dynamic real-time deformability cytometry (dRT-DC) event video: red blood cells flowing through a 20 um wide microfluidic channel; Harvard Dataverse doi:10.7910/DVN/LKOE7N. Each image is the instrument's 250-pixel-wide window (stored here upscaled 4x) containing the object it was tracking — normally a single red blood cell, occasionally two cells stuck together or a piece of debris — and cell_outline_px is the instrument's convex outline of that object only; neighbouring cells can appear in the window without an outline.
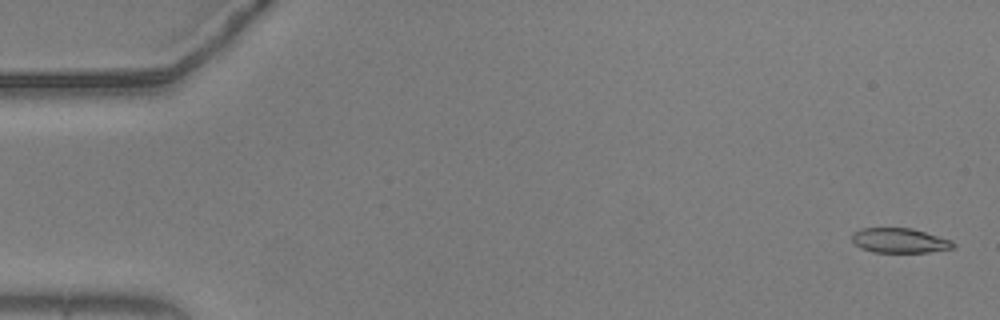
{"species": "common noctule bat (a hibernating species)", "species_latin": "Nyctalus noctula", "temperature_condition": "warm", "stored_images_in_passage": 9, "camera_frame_rate_fps": 3000, "um_per_image_px": 0.085, "animal": {"sex": "male", "body_mass_g": 20.5, "forearm_length_mm": 52.5}, "frame": {"image": 1, "passage_image": 2, "time_ms": 0.333, "image_size_px": [1000, 320], "cell_outline_px": [[956, 248], [928, 252], [872, 252], [860, 248], [852, 240], [852, 232], [860, 228], [912, 228], [952, 240], [956, 244]], "centroid_in_image_um": [76.48, 20.44], "position_along_channel_um": 8.5, "area_um2": 14.74}}